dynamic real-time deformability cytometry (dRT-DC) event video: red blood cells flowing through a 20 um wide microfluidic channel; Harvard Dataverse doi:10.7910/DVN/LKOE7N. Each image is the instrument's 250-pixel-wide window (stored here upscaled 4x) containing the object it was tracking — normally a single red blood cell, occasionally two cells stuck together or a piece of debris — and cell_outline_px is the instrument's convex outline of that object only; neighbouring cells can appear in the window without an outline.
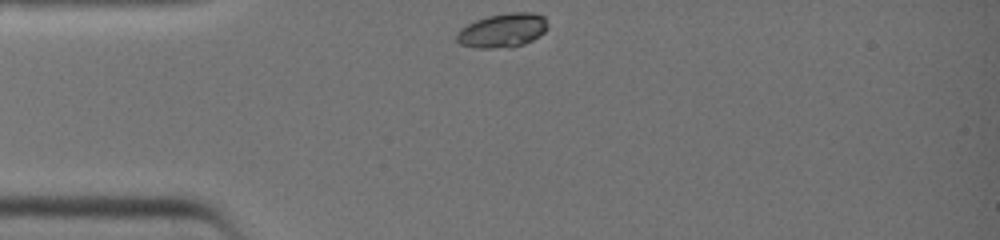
{"species": "common noctule bat (a hibernating species)", "species_latin": "Nyctalus noctula", "temperature_condition": "warm", "stored_images_in_passage": 25, "camera_frame_rate_fps": 3000, "um_per_image_px": 0.085, "animal": {"sex": "female", "body_mass_g": 19.0, "forearm_length_mm": 51.5}, "frame": {"image": 1, "passage_image": 1, "time_ms": 0.0, "image_size_px": [1000, 240], "cell_outline_px": [[548, 28], [540, 36], [524, 44], [512, 48], [476, 48], [460, 44], [456, 40], [456, 32], [460, 28], [476, 20], [488, 16], [508, 12], [532, 12], [544, 16], [548, 24]], "centroid_in_image_um": [42.73, 2.59], "position_along_channel_um": 42.3, "area_um2": 18.38}}
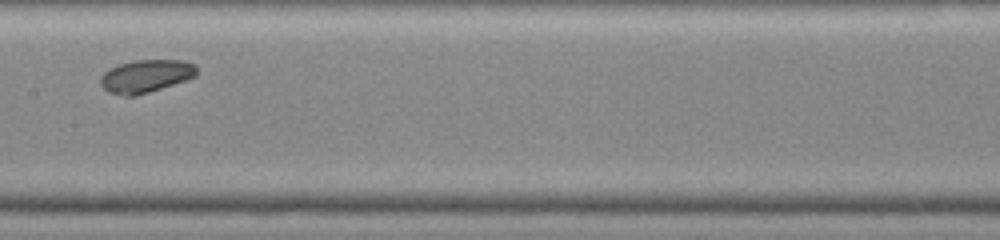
{"frame": {"image": 2, "passage_image": 12, "time_ms": 3.667, "image_size_px": [1000, 240], "cell_outline_px": [[196, 76], [188, 80], [136, 96], [124, 96], [108, 92], [100, 84], [100, 76], [108, 68], [132, 60], [184, 60], [196, 64]], "centroid_in_image_um": [12.4, 6.47], "position_along_channel_um": 195.0, "area_um2": 18.67}}
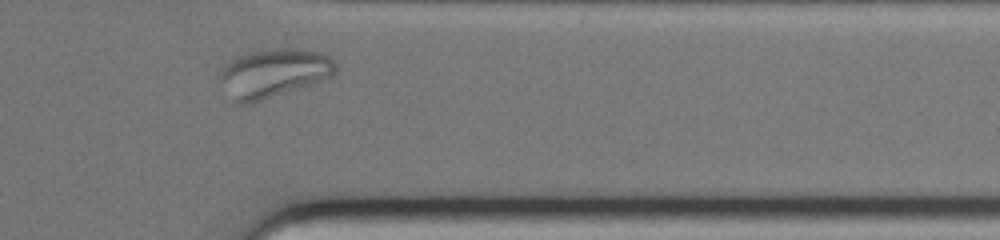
{"frame": {"image": 3, "passage_image": 24, "time_ms": 7.667, "image_size_px": [1000, 240], "cell_outline_px": [[336, 72], [332, 76], [248, 104], [240, 104], [236, 100], [216, 76], [220, 68], [236, 56], [248, 52], [272, 48], [292, 48], [320, 52], [328, 56], [336, 64]], "centroid_in_image_um": [23.22, 6.16], "position_along_channel_um": 388.2, "area_um2": 32.19}}